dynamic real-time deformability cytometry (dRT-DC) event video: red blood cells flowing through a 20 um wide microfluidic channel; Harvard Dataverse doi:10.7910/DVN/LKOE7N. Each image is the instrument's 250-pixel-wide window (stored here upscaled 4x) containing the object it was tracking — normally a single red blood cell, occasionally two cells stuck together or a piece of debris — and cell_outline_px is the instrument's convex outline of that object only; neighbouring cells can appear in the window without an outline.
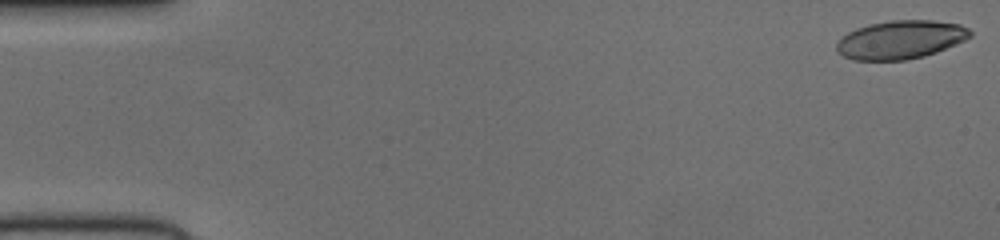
{"species": "human", "species_latin": "Homo sapiens", "temperature_condition": "cold", "stored_images_in_passage": 52, "camera_frame_rate_fps": 3000, "um_per_image_px": 0.085, "donor": {"sex": "female"}, "frame": {"image": 1, "passage_image": 1, "time_ms": 0.0, "image_size_px": [1000, 240], "cell_outline_px": [[972, 36], [956, 44], [936, 52], [924, 56], [904, 60], [852, 60], [836, 52], [836, 44], [848, 32], [856, 28], [868, 24], [892, 20], [932, 20], [960, 24], [968, 28], [972, 32]], "centroid_in_image_um": [76.55, 3.37], "position_along_channel_um": 8.5, "area_um2": 29.94}}
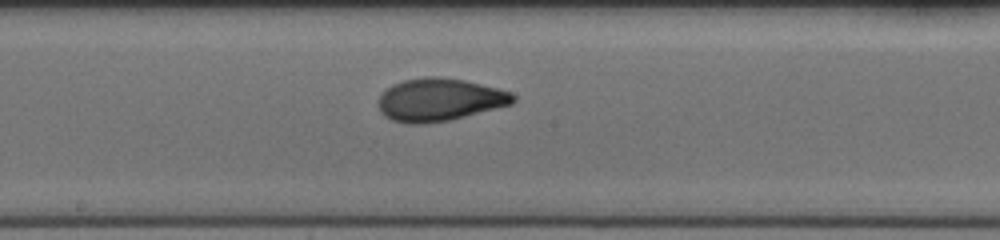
{"frame": {"image": 2, "passage_image": 28, "time_ms": 9.0, "image_size_px": [1000, 240], "cell_outline_px": [[516, 100], [512, 104], [448, 120], [424, 124], [404, 124], [392, 120], [384, 116], [380, 112], [380, 96], [392, 84], [404, 80], [424, 76], [432, 76], [464, 80], [512, 92], [516, 96]], "centroid_in_image_um": [37.35, 8.48], "position_along_channel_um": 210.8, "area_um2": 33.35}}
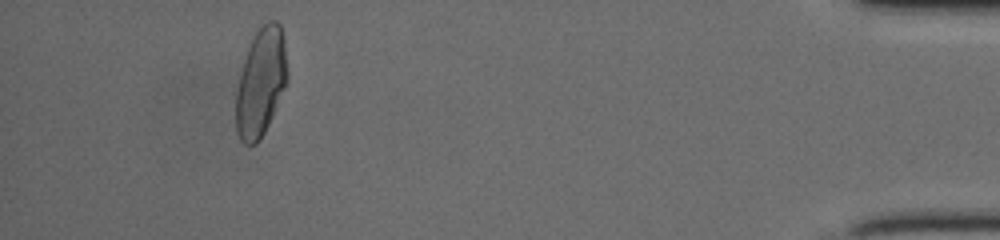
{"frame": {"image": 3, "passage_image": 48, "time_ms": 15.667, "image_size_px": [1000, 240], "cell_outline_px": [[288, 80], [268, 124], [264, 132], [256, 144], [244, 144], [240, 140], [236, 132], [236, 88], [248, 44], [256, 32], [268, 20], [276, 20], [280, 24], [284, 36], [288, 72]], "centroid_in_image_um": [22.17, 6.96], "position_along_channel_um": 413.0, "area_um2": 32.54}}